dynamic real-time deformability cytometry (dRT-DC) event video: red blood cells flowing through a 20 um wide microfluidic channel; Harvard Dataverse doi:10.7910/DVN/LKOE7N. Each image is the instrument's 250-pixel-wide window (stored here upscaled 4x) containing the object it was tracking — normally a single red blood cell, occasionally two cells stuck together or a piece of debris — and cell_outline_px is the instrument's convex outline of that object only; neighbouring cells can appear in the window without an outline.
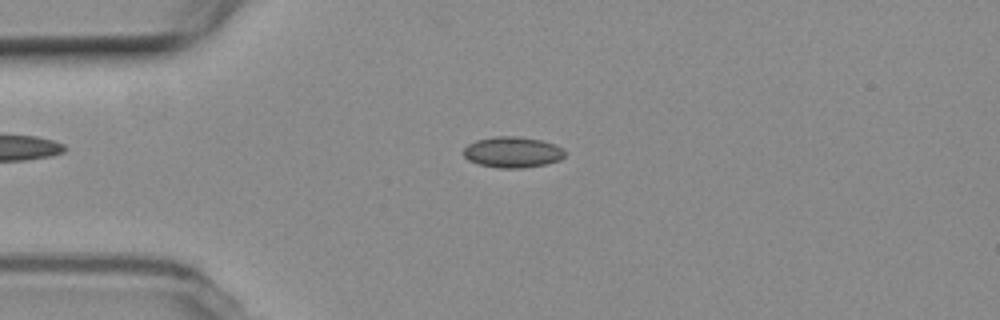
{"species": "common noctule bat (a hibernating species)", "species_latin": "Nyctalus noctula", "temperature_condition": "room temperature", "stored_images_in_passage": 3, "camera_frame_rate_fps": 3000, "um_per_image_px": 0.085, "animal": {"sex": "female", "body_mass_g": 19.3, "forearm_length_mm": 54.1}, "frame": {"image": 1, "passage_image": 3, "time_ms": 3.0, "image_size_px": [1000, 320], "cell_outline_px": [[564, 156], [560, 160], [544, 164], [524, 168], [500, 168], [480, 164], [468, 160], [464, 156], [464, 148], [468, 144], [476, 140], [496, 136], [512, 136], [540, 140], [552, 144], [560, 148], [564, 152]], "centroid_in_image_um": [43.53, 12.94], "position_along_channel_um": 41.5, "area_um2": 17.92}}